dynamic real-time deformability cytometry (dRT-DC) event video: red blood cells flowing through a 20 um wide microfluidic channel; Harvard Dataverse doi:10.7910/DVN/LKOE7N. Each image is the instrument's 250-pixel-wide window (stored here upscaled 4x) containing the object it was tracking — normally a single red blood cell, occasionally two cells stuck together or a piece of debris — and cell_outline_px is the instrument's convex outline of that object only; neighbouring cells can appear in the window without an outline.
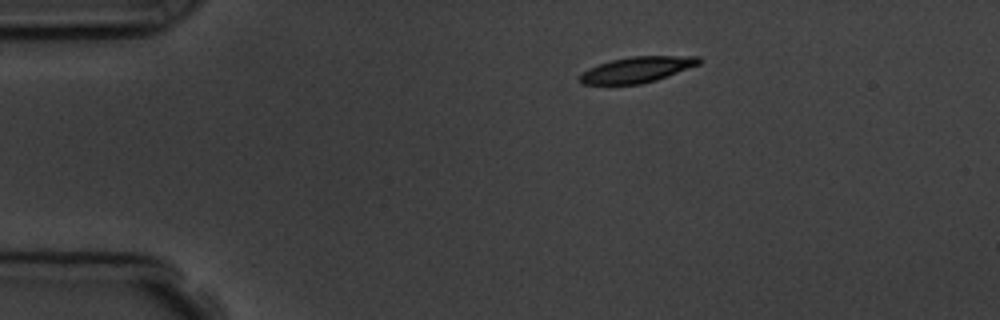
{"species": "common noctule bat (a hibernating species)", "species_latin": "Nyctalus noctula", "temperature_condition": "room temperature", "stored_images_in_passage": 2, "camera_frame_rate_fps": 3000, "um_per_image_px": 0.085, "animal": {"sex": "male", "body_mass_g": 19.5, "forearm_length_mm": 54.6}, "frame": {"image": 1, "passage_image": 1, "time_ms": 0.0, "image_size_px": [1000, 320], "cell_outline_px": [[700, 64], [656, 80], [640, 84], [580, 84], [580, 76], [588, 68], [612, 60], [632, 56], [700, 56]], "centroid_in_image_um": [54.16, 5.91], "position_along_channel_um": 30.8, "area_um2": 17.63}}